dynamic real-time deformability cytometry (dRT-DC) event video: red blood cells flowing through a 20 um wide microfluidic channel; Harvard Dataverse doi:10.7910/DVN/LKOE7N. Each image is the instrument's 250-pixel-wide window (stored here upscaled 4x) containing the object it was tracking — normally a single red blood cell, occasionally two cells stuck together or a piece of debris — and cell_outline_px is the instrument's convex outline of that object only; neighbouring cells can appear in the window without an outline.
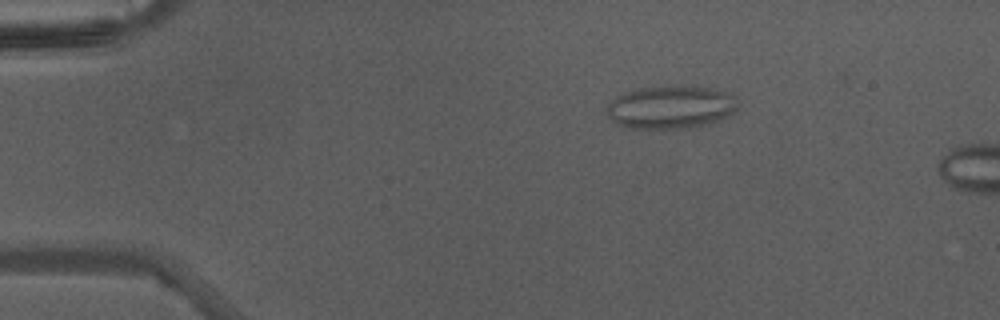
{"species": "Egyptian fruit bat (a non-hibernating species)", "species_latin": "Rousettus aegyptiacus", "temperature_condition": "warm", "stored_images_in_passage": 8, "camera_frame_rate_fps": 3000, "um_per_image_px": 0.085, "animal": {"sex": "male"}, "frame": {"image": 1, "passage_image": 2, "time_ms": 0.333, "image_size_px": [1000, 320], "cell_outline_px": [[736, 108], [728, 116], [720, 120], [692, 128], [640, 132], [616, 124], [608, 116], [604, 108], [616, 96], [624, 92], [636, 88], [672, 84], [716, 88], [732, 92], [736, 96]], "centroid_in_image_um": [56.97, 9.12], "position_along_channel_um": 28.0, "area_um2": 34.68}}